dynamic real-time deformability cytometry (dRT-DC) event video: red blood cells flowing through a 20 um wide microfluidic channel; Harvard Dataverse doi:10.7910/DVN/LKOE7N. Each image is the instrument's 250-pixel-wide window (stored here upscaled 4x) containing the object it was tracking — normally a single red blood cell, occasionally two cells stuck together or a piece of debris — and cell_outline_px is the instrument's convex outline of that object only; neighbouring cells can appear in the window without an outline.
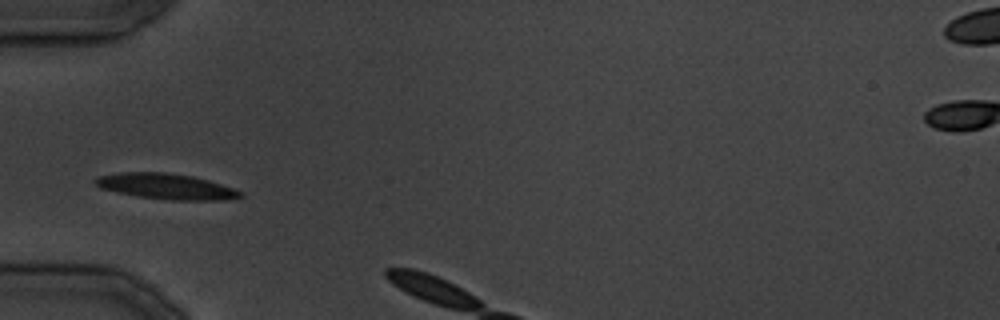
{"species": "common noctule bat (a hibernating species)", "species_latin": "Nyctalus noctula", "temperature_condition": "cold", "stored_images_in_passage": 3, "camera_frame_rate_fps": 3000, "um_per_image_px": 0.085, "animal": {"sex": "male", "body_mass_g": 19.5, "forearm_length_mm": 54.6}, "frame": {"image": 1, "passage_image": 1, "time_ms": 0.0, "image_size_px": [1000, 320], "cell_outline_px": [[244, 196], [228, 200], [172, 200], [136, 196], [100, 188], [92, 180], [96, 176], [120, 172], [164, 172], [192, 176], [208, 180], [244, 192]], "centroid_in_image_um": [14.11, 15.84], "position_along_channel_um": 70.9, "area_um2": 21.73}}